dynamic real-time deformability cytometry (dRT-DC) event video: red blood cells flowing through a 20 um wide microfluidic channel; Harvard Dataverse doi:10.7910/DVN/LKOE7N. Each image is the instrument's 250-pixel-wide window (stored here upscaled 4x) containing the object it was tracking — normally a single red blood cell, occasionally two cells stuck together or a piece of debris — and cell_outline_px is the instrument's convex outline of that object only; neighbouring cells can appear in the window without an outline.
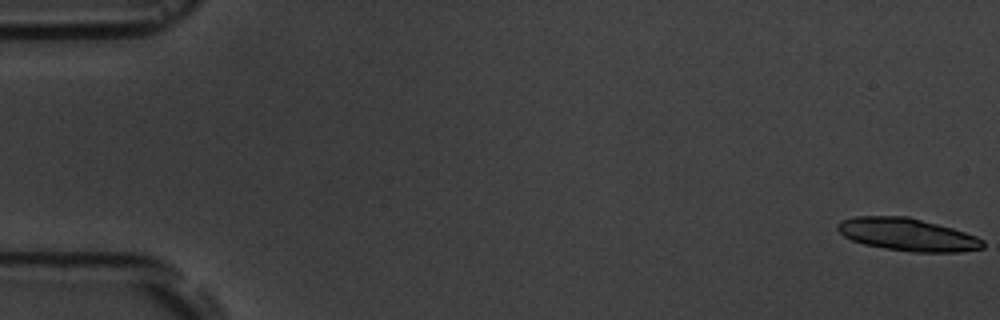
{"species": "common noctule bat (a hibernating species)", "species_latin": "Nyctalus noctula", "temperature_condition": "room temperature", "stored_images_in_passage": 6, "camera_frame_rate_fps": 3000, "um_per_image_px": 0.085, "animal": {"sex": "male", "body_mass_g": 19.5, "forearm_length_mm": 54.6}, "frame": {"image": 1, "passage_image": 1, "time_ms": 0.0, "image_size_px": [1000, 320], "cell_outline_px": [[984, 248], [960, 252], [912, 252], [864, 244], [852, 240], [844, 236], [836, 228], [836, 224], [840, 220], [852, 216], [908, 216], [952, 228], [976, 236], [984, 240]], "centroid_in_image_um": [77.12, 19.93], "position_along_channel_um": 7.9, "area_um2": 27.63}}